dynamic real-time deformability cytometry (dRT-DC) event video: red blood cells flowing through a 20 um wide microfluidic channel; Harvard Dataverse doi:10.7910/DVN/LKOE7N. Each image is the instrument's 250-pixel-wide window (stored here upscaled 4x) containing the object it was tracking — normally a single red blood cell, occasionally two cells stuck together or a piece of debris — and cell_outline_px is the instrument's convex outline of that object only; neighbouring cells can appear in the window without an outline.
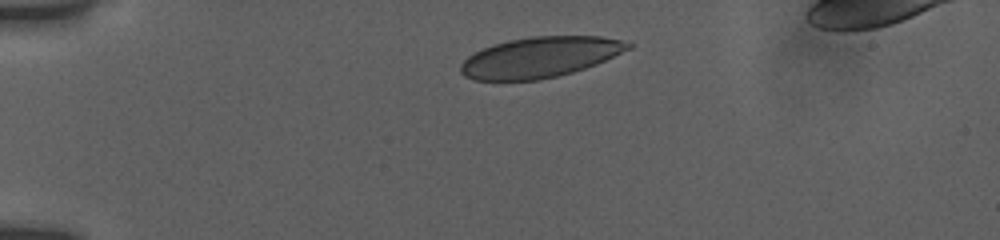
{"species": "human", "species_latin": "Homo sapiens", "temperature_condition": "room temperature", "stored_images_in_passage": 14, "camera_frame_rate_fps": 3000, "um_per_image_px": 0.085, "donor": {"sex": "female"}, "frame": {"image": 1, "passage_image": 1, "time_ms": 0.0, "image_size_px": [1000, 240], "cell_outline_px": [[636, 44], [632, 48], [596, 64], [572, 72], [540, 80], [472, 80], [464, 76], [460, 72], [460, 64], [468, 56], [492, 44], [508, 40], [532, 36], [600, 36], [620, 40]], "centroid_in_image_um": [45.9, 4.86], "position_along_channel_um": 39.1, "area_um2": 39.59}}
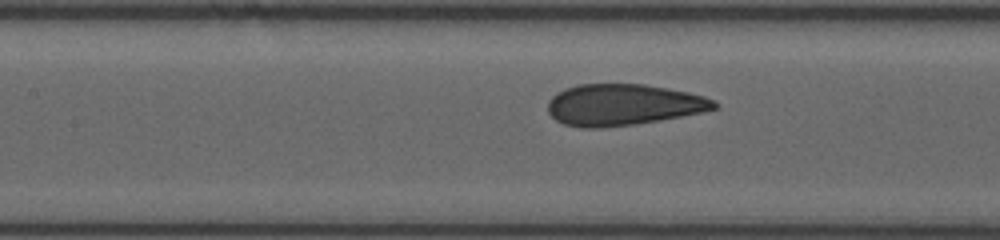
{"frame": {"image": 2, "passage_image": 10, "time_ms": 4.333, "image_size_px": [1000, 240], "cell_outline_px": [[716, 108], [700, 112], [680, 116], [632, 124], [596, 128], [584, 128], [564, 124], [556, 120], [548, 112], [548, 100], [556, 92], [564, 88], [576, 84], [644, 84], [688, 92], [704, 96], [712, 100], [716, 104]], "centroid_in_image_um": [52.89, 8.89], "position_along_channel_um": 154.5, "area_um2": 39.71}}
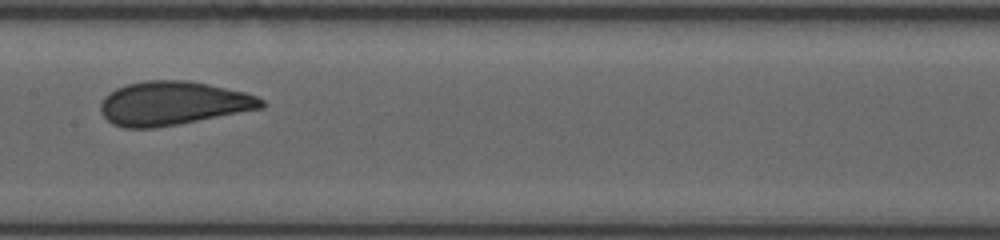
{"frame": {"image": 3, "passage_image": 12, "time_ms": 5.333, "image_size_px": [1000, 240], "cell_outline_px": [[268, 104], [264, 108], [180, 124], [156, 128], [124, 128], [112, 124], [100, 112], [100, 104], [104, 96], [108, 92], [116, 88], [128, 84], [144, 80], [188, 80], [208, 84], [244, 92], [256, 96], [264, 100]], "centroid_in_image_um": [14.7, 8.78], "position_along_channel_um": 192.7, "area_um2": 41.38}}